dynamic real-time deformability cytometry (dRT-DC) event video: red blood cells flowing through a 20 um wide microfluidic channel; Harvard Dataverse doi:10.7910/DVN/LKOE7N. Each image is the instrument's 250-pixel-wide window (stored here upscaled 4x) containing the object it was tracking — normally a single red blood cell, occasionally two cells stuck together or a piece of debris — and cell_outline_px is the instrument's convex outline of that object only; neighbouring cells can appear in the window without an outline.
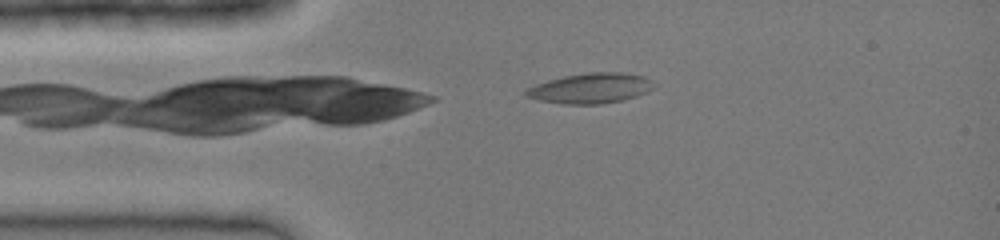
{"species": "common noctule bat (a hibernating species)", "species_latin": "Nyctalus noctula", "temperature_condition": "cold", "stored_images_in_passage": 35, "camera_frame_rate_fps": 3000, "um_per_image_px": 0.085, "animal": {"sex": "female", "body_mass_g": 19.0, "forearm_length_mm": 51.5}, "frame": {"image": 1, "passage_image": 2, "time_ms": 0.333, "image_size_px": [1000, 240], "cell_outline_px": [[660, 84], [656, 88], [648, 92], [624, 100], [600, 104], [564, 104], [540, 100], [524, 96], [524, 92], [528, 88], [536, 84], [548, 80], [564, 76], [588, 72], [620, 72], [644, 76]], "centroid_in_image_um": [50.28, 7.5], "position_along_channel_um": 34.7, "area_um2": 22.83}}
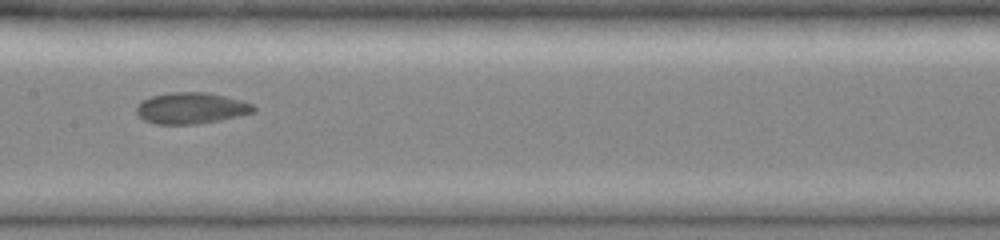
{"frame": {"image": 2, "passage_image": 14, "time_ms": 4.333, "image_size_px": [1000, 240], "cell_outline_px": [[256, 112], [220, 120], [196, 124], [156, 124], [144, 120], [136, 112], [136, 108], [140, 100], [152, 96], [172, 92], [208, 92], [240, 100], [252, 104], [256, 108]], "centroid_in_image_um": [16.24, 9.19], "position_along_channel_um": 191.2, "area_um2": 21.33}}
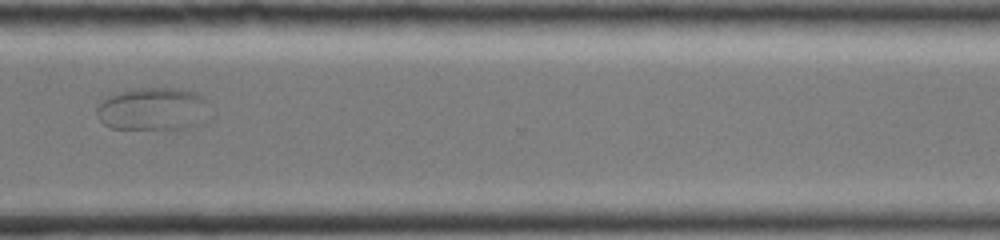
{"frame": {"image": 3, "passage_image": 25, "time_ms": 8.0, "image_size_px": [1000, 240], "cell_outline_px": [[216, 116], [212, 120], [204, 124], [188, 128], [112, 128], [104, 124], [100, 120], [96, 112], [96, 108], [112, 92], [128, 88], [180, 88], [196, 92], [212, 100]], "centroid_in_image_um": [13.22, 9.24], "position_along_channel_um": 357.4, "area_um2": 29.82}}